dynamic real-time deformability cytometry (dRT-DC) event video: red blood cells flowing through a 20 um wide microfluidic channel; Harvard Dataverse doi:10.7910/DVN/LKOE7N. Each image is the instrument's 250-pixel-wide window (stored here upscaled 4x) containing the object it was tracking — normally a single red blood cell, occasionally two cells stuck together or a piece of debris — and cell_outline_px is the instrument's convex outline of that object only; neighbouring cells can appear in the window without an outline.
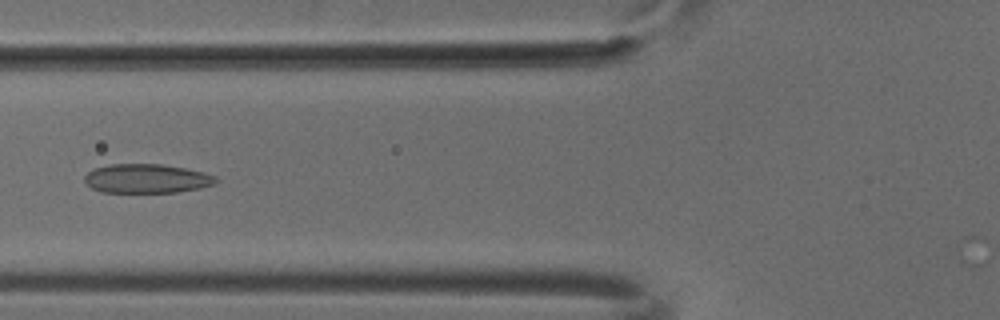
{"species": "common noctule bat (a hibernating species)", "species_latin": "Nyctalus noctula", "temperature_condition": "cold", "stored_images_in_passage": 50, "camera_frame_rate_fps": 3000, "um_per_image_px": 0.085, "animal": {"sex": "male", "body_mass_g": 18.8}, "frame": {"image": 1, "passage_image": 19, "time_ms": 6.0, "image_size_px": [1000, 320], "cell_outline_px": [[220, 180], [216, 184], [200, 188], [176, 192], [100, 192], [92, 188], [84, 180], [84, 176], [88, 172], [96, 168], [108, 164], [160, 164], [184, 168], [204, 172], [216, 176]], "centroid_in_image_um": [12.5, 15.18], "position_along_channel_um": 113.3, "area_um2": 22.31}}
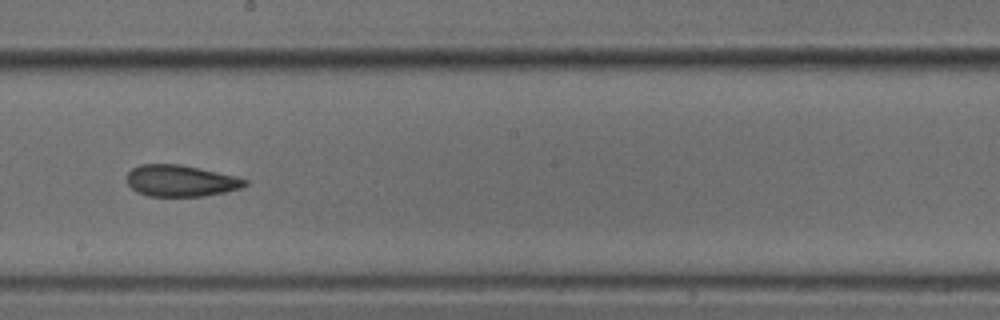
{"frame": {"image": 2, "passage_image": 28, "time_ms": 9.0, "image_size_px": [1000, 320], "cell_outline_px": [[248, 184], [240, 188], [224, 192], [200, 196], [148, 196], [136, 192], [128, 184], [128, 172], [132, 168], [140, 164], [180, 164], [200, 168], [236, 176], [248, 180]], "centroid_in_image_um": [15.36, 15.36], "position_along_channel_um": 232.8, "area_um2": 21.62}}
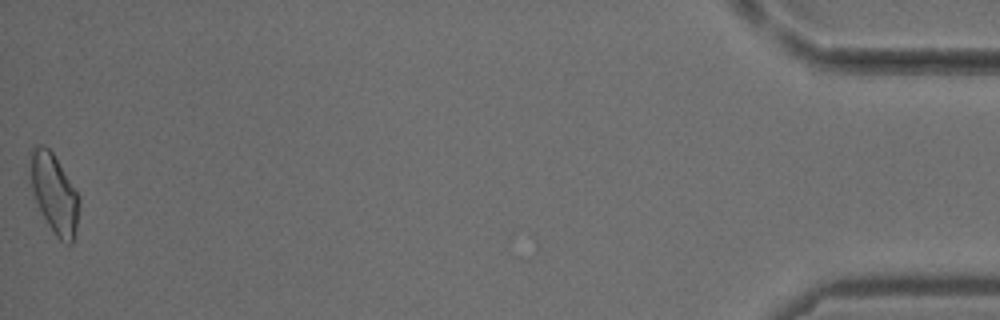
{"frame": {"image": 3, "passage_image": 50, "time_ms": 16.333, "image_size_px": [1000, 320], "cell_outline_px": [[80, 200], [76, 228], [72, 244], [68, 244], [60, 240], [56, 236], [48, 224], [32, 192], [28, 152], [32, 144], [44, 144], [52, 152], [80, 196]], "centroid_in_image_um": [4.58, 16.37], "position_along_channel_um": 430.6, "area_um2": 22.72}}